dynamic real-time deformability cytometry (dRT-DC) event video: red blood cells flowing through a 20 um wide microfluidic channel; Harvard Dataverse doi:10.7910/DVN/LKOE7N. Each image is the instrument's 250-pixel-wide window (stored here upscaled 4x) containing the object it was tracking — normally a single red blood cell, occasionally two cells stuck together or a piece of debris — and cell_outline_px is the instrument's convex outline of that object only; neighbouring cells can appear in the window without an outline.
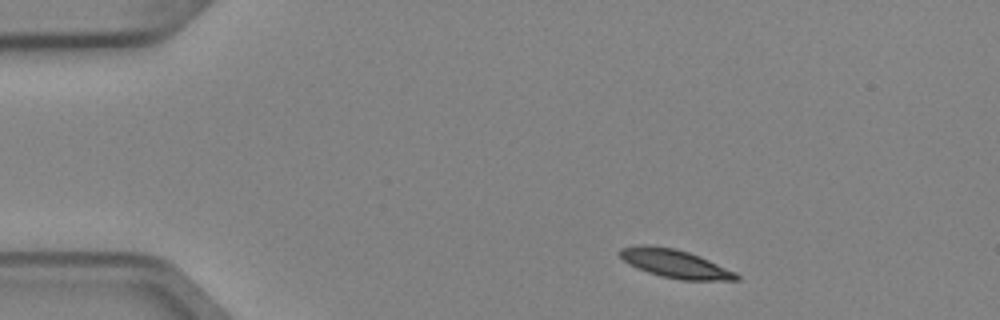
{"species": "Egyptian fruit bat (a non-hibernating species)", "species_latin": "Rousettus aegyptiacus", "temperature_condition": "cold", "stored_images_in_passage": 4, "camera_frame_rate_fps": 3000, "um_per_image_px": 0.085, "animal": {"sex": "female"}, "frame": {"image": 1, "passage_image": 1, "time_ms": 0.0, "image_size_px": [1000, 320], "cell_outline_px": [[740, 280], [680, 280], [660, 276], [648, 272], [624, 260], [616, 252], [620, 248], [644, 244], [676, 248], [700, 256], [736, 272], [740, 276]], "centroid_in_image_um": [57.4, 22.4], "position_along_channel_um": 27.6, "area_um2": 19.19}}